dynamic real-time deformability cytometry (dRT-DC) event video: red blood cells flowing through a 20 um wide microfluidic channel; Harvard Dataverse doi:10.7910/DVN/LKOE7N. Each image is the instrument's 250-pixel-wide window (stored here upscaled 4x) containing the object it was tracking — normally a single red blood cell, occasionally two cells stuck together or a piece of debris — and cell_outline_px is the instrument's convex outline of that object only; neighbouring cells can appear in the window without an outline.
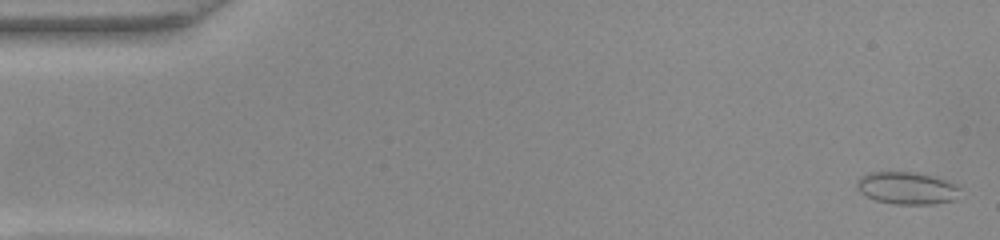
{"species": "common noctule bat (a hibernating species)", "species_latin": "Nyctalus noctula", "temperature_condition": "warm", "stored_images_in_passage": 48, "camera_frame_rate_fps": 3000, "um_per_image_px": 0.085, "animal": {"sex": "female", "body_mass_g": 22.0, "forearm_length_mm": 56.7}, "frame": {"image": 1, "passage_image": 2, "time_ms": 0.333, "image_size_px": [1000, 240], "cell_outline_px": [[960, 188], [956, 200], [932, 204], [892, 204], [876, 200], [860, 192], [856, 188], [856, 184], [860, 176], [868, 172], [916, 172], [936, 176], [960, 184]], "centroid_in_image_um": [77.13, 15.98], "position_along_channel_um": 7.9, "area_um2": 19.83}}
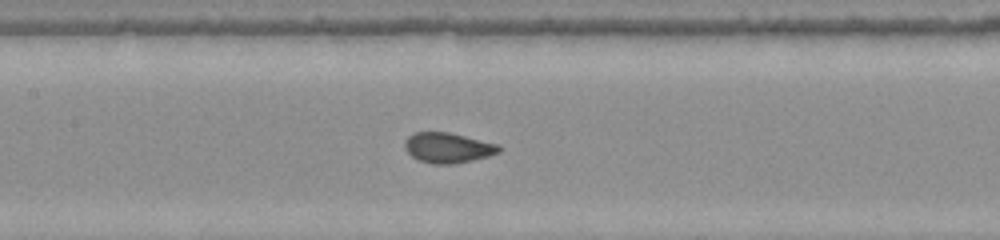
{"frame": {"image": 2, "passage_image": 25, "time_ms": 8.0, "image_size_px": [1000, 240], "cell_outline_px": [[500, 152], [488, 156], [472, 160], [452, 164], [432, 164], [420, 160], [412, 156], [404, 148], [404, 144], [408, 136], [416, 132], [448, 132], [500, 144]], "centroid_in_image_um": [38.08, 12.55], "position_along_channel_um": 169.3, "area_um2": 16.53}}
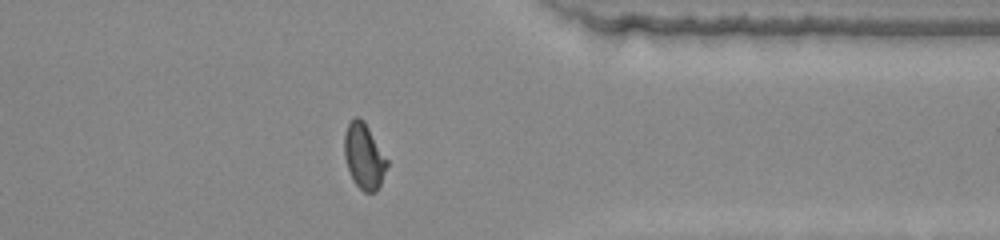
{"frame": {"image": 3, "passage_image": 42, "time_ms": 13.667, "image_size_px": [1000, 240], "cell_outline_px": [[388, 164], [380, 184], [376, 192], [364, 192], [352, 180], [344, 156], [344, 132], [348, 124], [356, 116], [360, 116], [364, 120], [388, 160]], "centroid_in_image_um": [30.93, 13.26], "position_along_channel_um": 380.5, "area_um2": 16.3}, "authors_computed_cell_mechanics": {"area_um2": 16.7042, "velocity_mm_per_s": 3.913, "shape_relaxation_time_tau1_ms": 7.4328, "shape_relaxation_time_tau2_ms": null, "deformation_change_tau1": 0.1977, "deformation_change_tau2": null}}